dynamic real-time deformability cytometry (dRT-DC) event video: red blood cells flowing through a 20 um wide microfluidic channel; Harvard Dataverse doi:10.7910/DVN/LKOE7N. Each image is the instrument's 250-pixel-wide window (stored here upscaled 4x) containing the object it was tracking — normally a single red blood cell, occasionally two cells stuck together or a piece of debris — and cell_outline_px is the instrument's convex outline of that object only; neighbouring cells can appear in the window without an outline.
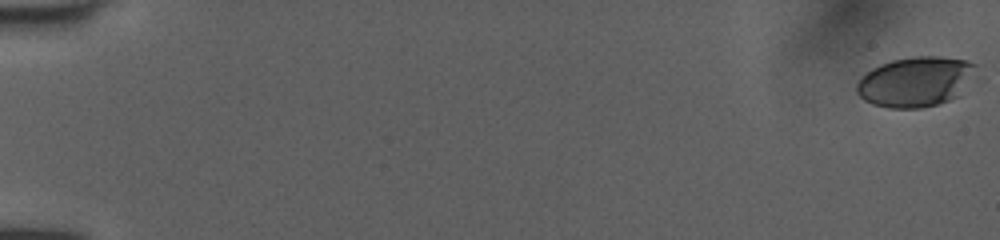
{"species": "human", "species_latin": "Homo sapiens", "temperature_condition": "room temperature", "stored_images_in_passage": 17, "camera_frame_rate_fps": 3000, "um_per_image_px": 0.085, "donor": {"sex": "female"}, "frame": {"image": 1, "passage_image": 1, "time_ms": 0.0, "image_size_px": [1000, 240], "cell_outline_px": [[976, 68], [960, 96], [936, 104], [920, 108], [888, 108], [872, 104], [864, 100], [856, 92], [856, 84], [872, 68], [880, 64], [892, 60], [916, 56], [940, 56], [968, 60], [976, 64]], "centroid_in_image_um": [77.82, 6.94], "position_along_channel_um": 7.2, "area_um2": 34.68}}
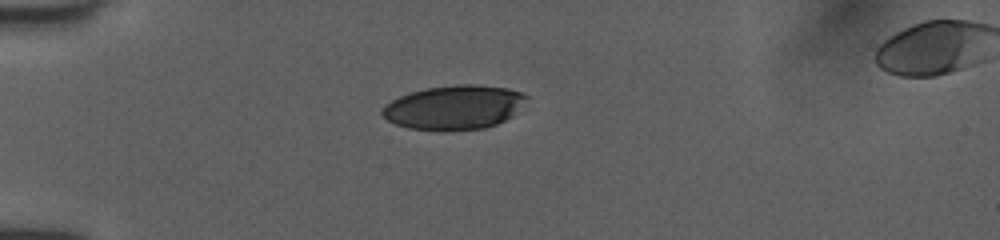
{"frame": {"image": 2, "passage_image": 13, "time_ms": 4.0, "image_size_px": [1000, 240], "cell_outline_px": [[528, 96], [512, 116], [496, 124], [484, 128], [444, 132], [440, 132], [408, 128], [396, 124], [380, 116], [380, 112], [384, 104], [400, 96], [424, 88], [456, 84], [476, 84], [508, 88], [520, 92]], "centroid_in_image_um": [38.54, 9.14], "position_along_channel_um": 46.5, "area_um2": 37.51}}
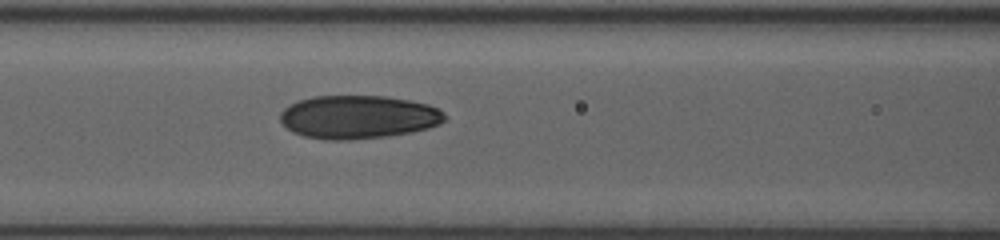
{"frame": {"image": 3, "passage_image": 17, "time_ms": 5.333, "image_size_px": [1000, 240], "cell_outline_px": [[448, 116], [440, 124], [428, 128], [412, 132], [384, 136], [352, 140], [328, 140], [304, 136], [292, 132], [280, 120], [280, 112], [284, 108], [296, 100], [312, 96], [384, 96], [408, 100], [428, 104], [444, 112]], "centroid_in_image_um": [30.44, 9.94], "position_along_channel_um": 136.2, "area_um2": 41.67}}